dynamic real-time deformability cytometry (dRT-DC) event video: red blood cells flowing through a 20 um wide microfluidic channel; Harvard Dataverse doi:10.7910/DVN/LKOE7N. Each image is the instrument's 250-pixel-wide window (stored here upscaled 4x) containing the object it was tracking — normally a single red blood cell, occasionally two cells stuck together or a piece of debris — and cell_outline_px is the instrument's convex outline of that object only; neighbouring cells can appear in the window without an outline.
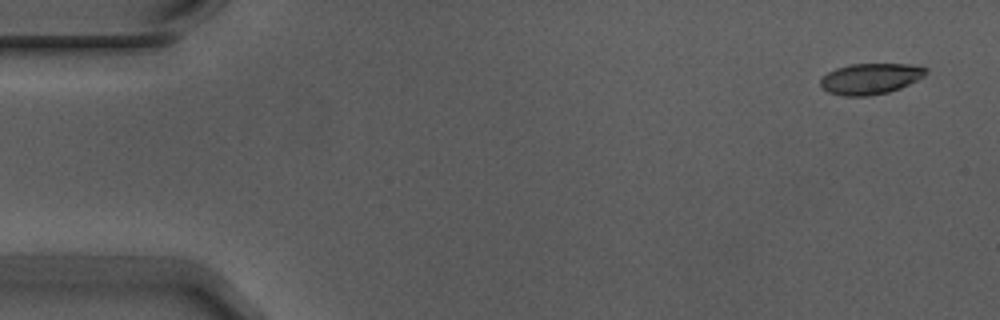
{"species": "Egyptian fruit bat (a non-hibernating species)", "species_latin": "Rousettus aegyptiacus", "temperature_condition": "warm", "stored_images_in_passage": 4, "camera_frame_rate_fps": 3000, "um_per_image_px": 0.085, "animal": {"sex": "male"}, "frame": {"image": 1, "passage_image": 1, "time_ms": 0.0, "image_size_px": [1000, 320], "cell_outline_px": [[928, 72], [924, 76], [900, 88], [888, 92], [868, 96], [844, 96], [828, 92], [820, 84], [820, 80], [828, 72], [836, 68], [852, 64], [908, 64], [928, 68]], "centroid_in_image_um": [73.99, 6.69], "position_along_channel_um": 11.0, "area_um2": 18.84}}
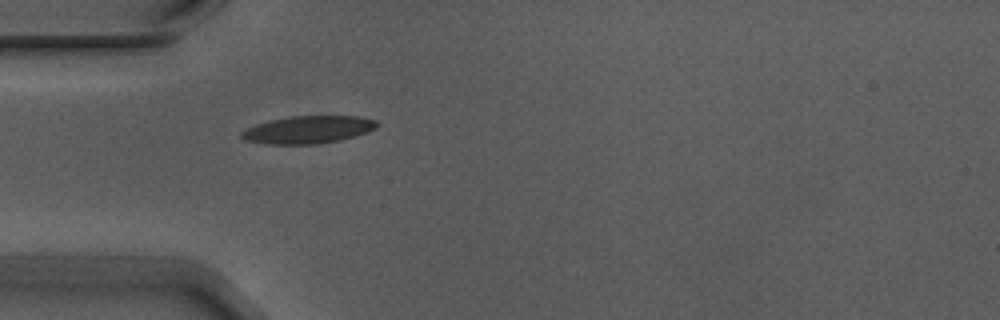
{"frame": {"image": 2, "passage_image": 4, "time_ms": 1.0, "image_size_px": [1000, 320], "cell_outline_px": [[380, 124], [376, 128], [368, 132], [340, 140], [312, 144], [264, 144], [244, 140], [240, 136], [240, 132], [256, 124], [268, 120], [288, 116], [360, 116], [376, 120]], "centroid_in_image_um": [26.18, 11.01], "position_along_channel_um": 58.8, "area_um2": 21.91}}